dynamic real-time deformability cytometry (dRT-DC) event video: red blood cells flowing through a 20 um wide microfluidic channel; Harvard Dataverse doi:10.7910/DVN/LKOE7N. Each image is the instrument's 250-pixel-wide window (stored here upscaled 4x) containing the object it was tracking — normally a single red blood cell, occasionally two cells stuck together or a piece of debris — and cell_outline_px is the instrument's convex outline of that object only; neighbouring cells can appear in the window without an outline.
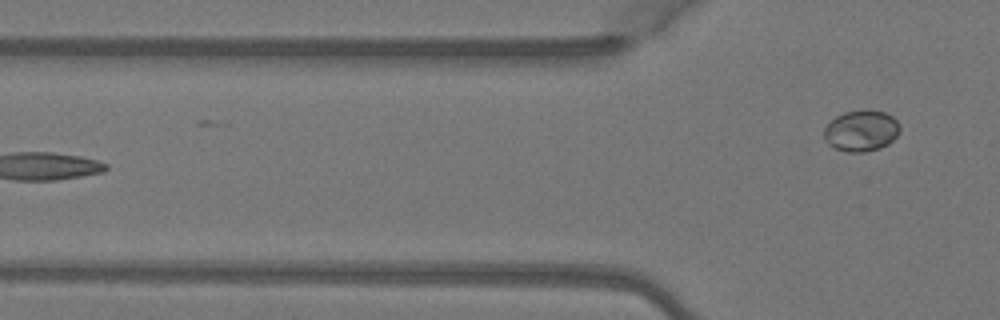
{"species": "Egyptian fruit bat (a non-hibernating species)", "species_latin": "Rousettus aegyptiacus", "temperature_condition": "warm", "stored_images_in_passage": 5, "camera_frame_rate_fps": 3000, "um_per_image_px": 0.085, "animal": {"sex": "female"}, "frame": {"image": 1, "passage_image": 5, "time_ms": 1.333, "image_size_px": [1000, 320], "cell_outline_px": [[900, 132], [888, 144], [880, 148], [864, 152], [848, 152], [836, 148], [828, 144], [824, 140], [824, 128], [836, 116], [844, 112], [868, 108], [884, 112], [892, 116], [900, 124]], "centroid_in_image_um": [73.22, 11.09], "position_along_channel_um": 52.6, "area_um2": 18.38}}